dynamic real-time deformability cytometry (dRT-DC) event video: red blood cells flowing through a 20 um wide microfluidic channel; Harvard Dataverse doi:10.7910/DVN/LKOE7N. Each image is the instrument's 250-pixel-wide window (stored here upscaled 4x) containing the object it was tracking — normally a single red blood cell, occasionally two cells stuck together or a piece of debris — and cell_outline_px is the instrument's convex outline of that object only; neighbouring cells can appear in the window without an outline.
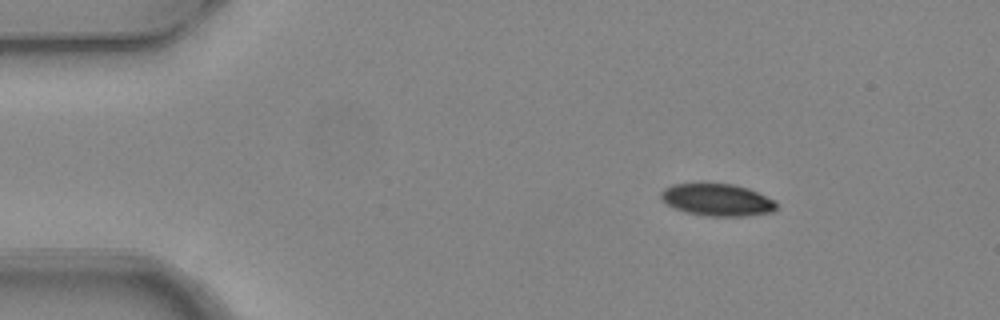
{"species": "common noctule bat (a hibernating species)", "species_latin": "Nyctalus noctula", "temperature_condition": "warm", "stored_images_in_passage": 4, "camera_frame_rate_fps": 3000, "um_per_image_px": 0.085, "animal": {"sex": "female", "body_mass_g": 24.6, "forearm_length_mm": 56.2}, "frame": {"image": 1, "passage_image": 1, "time_ms": 0.0, "image_size_px": [1000, 320], "cell_outline_px": [[776, 212], [744, 216], [708, 216], [684, 212], [672, 208], [660, 196], [660, 192], [664, 188], [672, 184], [732, 184], [748, 188], [776, 200]], "centroid_in_image_um": [60.98, 17.0], "position_along_channel_um": 24.0, "area_um2": 21.73}}
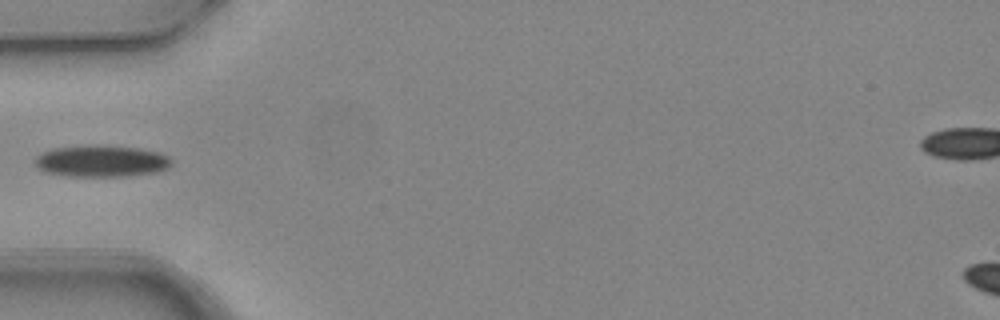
{"frame": {"image": 2, "passage_image": 4, "time_ms": 1.0, "image_size_px": [1000, 320], "cell_outline_px": [[172, 164], [168, 168], [156, 172], [124, 176], [68, 176], [44, 172], [36, 164], [36, 156], [52, 148], [140, 148], [160, 152], [168, 156], [172, 160]], "centroid_in_image_um": [8.68, 13.74], "position_along_channel_um": 76.3, "area_um2": 24.04}}